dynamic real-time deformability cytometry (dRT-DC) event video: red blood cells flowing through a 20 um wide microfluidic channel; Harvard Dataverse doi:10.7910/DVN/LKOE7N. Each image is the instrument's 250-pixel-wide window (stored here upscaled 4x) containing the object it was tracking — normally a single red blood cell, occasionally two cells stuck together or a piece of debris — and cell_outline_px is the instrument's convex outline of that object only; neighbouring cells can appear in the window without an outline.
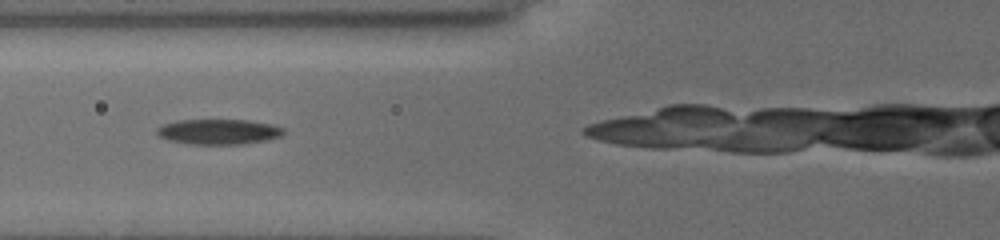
{"species": "common noctule bat (a hibernating species)", "species_latin": "Nyctalus noctula", "temperature_condition": "cold", "stored_images_in_passage": 28, "camera_frame_rate_fps": 3000, "um_per_image_px": 0.085, "animal": {"sex": "female", "body_mass_g": 19.5, "forearm_length_mm": 54.1}, "frame": {"image": 1, "passage_image": 5, "time_ms": 2.0, "image_size_px": [1000, 240], "cell_outline_px": [[288, 132], [284, 136], [268, 140], [248, 144], [188, 144], [168, 140], [160, 136], [156, 132], [156, 128], [160, 124], [176, 120], [248, 120], [272, 124], [284, 128]], "centroid_in_image_um": [18.63, 11.2], "position_along_channel_um": 107.2, "area_um2": 19.13}}
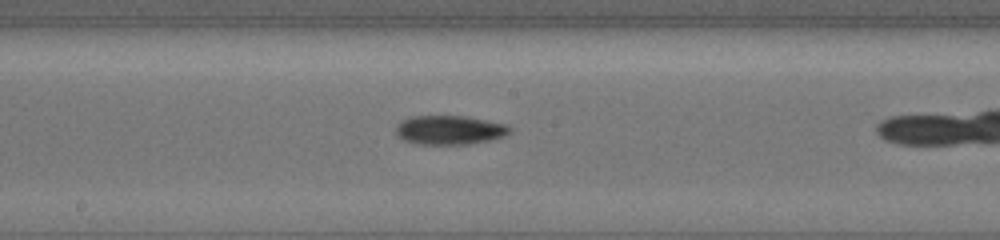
{"frame": {"image": 2, "passage_image": 13, "time_ms": 4.667, "image_size_px": [1000, 240], "cell_outline_px": [[512, 132], [504, 136], [492, 140], [468, 144], [412, 144], [396, 136], [396, 128], [404, 120], [416, 116], [464, 116], [508, 124], [512, 128]], "centroid_in_image_um": [38.27, 11.06], "position_along_channel_um": 209.9, "area_um2": 19.36}}
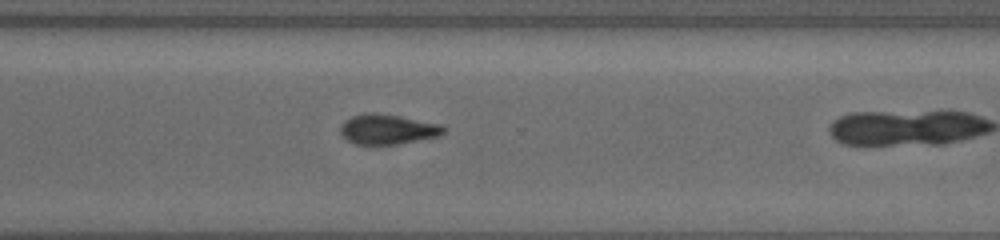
{"frame": {"image": 3, "passage_image": 27, "time_ms": 8.0, "image_size_px": [1000, 240], "cell_outline_px": [[448, 128], [440, 136], [396, 144], [352, 144], [340, 132], [340, 128], [344, 120], [352, 116], [372, 112], [400, 116], [440, 124]], "centroid_in_image_um": [32.96, 10.99], "position_along_channel_um": 337.6, "area_um2": 17.98}}